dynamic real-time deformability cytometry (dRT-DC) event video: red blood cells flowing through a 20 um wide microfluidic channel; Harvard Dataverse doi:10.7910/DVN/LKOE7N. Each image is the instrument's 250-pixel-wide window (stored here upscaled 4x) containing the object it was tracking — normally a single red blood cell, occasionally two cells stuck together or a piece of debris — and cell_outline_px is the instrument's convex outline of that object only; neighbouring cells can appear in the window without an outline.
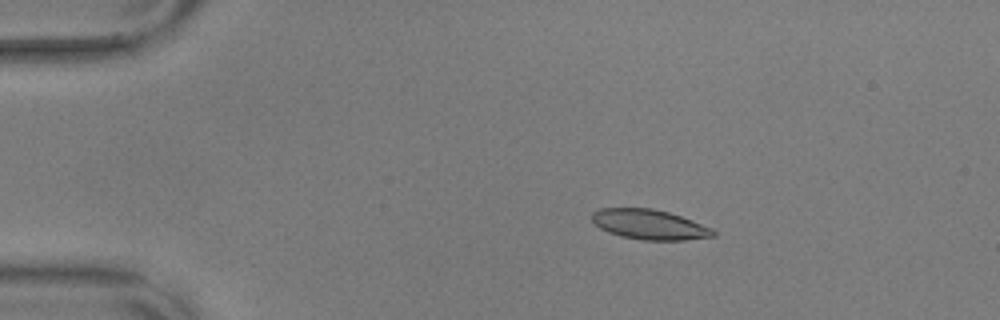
{"species": "common noctule bat (a hibernating species)", "species_latin": "Nyctalus noctula", "temperature_condition": "warm", "stored_images_in_passage": 18, "camera_frame_rate_fps": 3000, "um_per_image_px": 0.085, "animal": {"sex": "male", "body_mass_g": 17.9, "forearm_length_mm": 54.2}, "frame": {"image": 1, "passage_image": 11, "time_ms": 3.333, "image_size_px": [1000, 320], "cell_outline_px": [[716, 236], [684, 240], [644, 240], [620, 236], [608, 232], [600, 228], [592, 220], [592, 212], [600, 208], [652, 208], [668, 212], [692, 220], [712, 228], [716, 232]], "centroid_in_image_um": [55.21, 19.08], "position_along_channel_um": 29.8, "area_um2": 21.15}}